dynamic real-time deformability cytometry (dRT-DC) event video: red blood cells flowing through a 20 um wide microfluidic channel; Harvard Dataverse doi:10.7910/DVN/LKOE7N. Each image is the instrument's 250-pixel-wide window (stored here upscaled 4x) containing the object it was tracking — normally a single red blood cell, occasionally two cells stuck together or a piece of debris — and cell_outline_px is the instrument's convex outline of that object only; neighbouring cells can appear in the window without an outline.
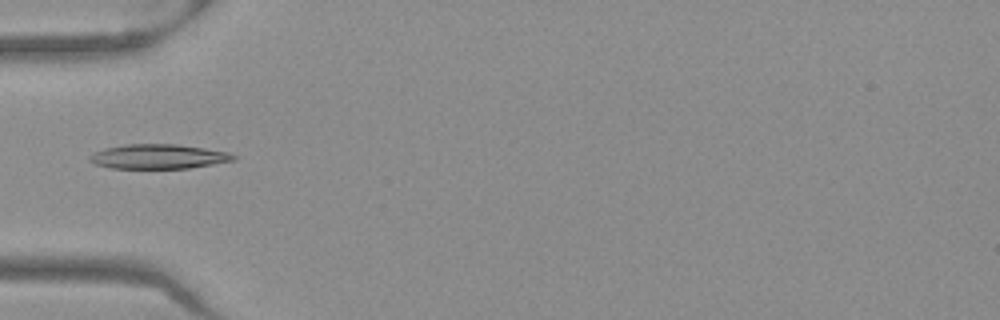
{"species": "Egyptian fruit bat (a non-hibernating species)", "species_latin": "Rousettus aegyptiacus", "temperature_condition": "warm", "stored_images_in_passage": 35, "camera_frame_rate_fps": 3000, "um_per_image_px": 0.085, "frame": {"image": 1, "passage_image": 1, "time_ms": 0.0, "image_size_px": [1000, 320], "cell_outline_px": [[236, 156], [232, 160], [212, 164], [188, 168], [108, 168], [96, 164], [88, 160], [88, 156], [92, 152], [104, 148], [124, 144], [176, 144], [204, 148], [228, 152]], "centroid_in_image_um": [13.38, 13.3], "position_along_channel_um": 71.6, "area_um2": 20.52}}
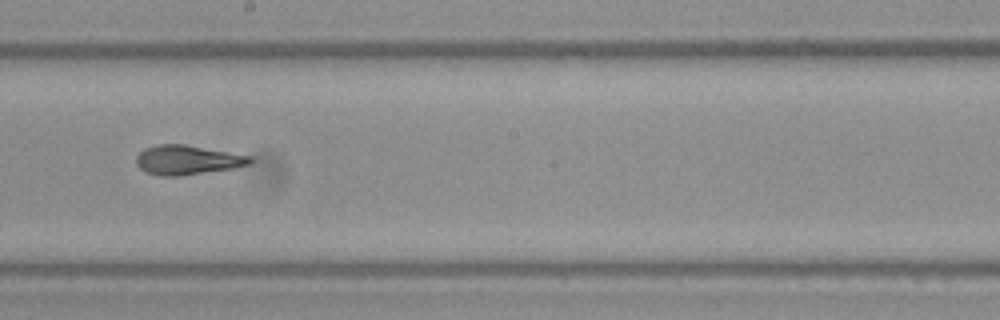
{"frame": {"image": 2, "passage_image": 13, "time_ms": 4.0, "image_size_px": [1000, 320], "cell_outline_px": [[252, 164], [236, 168], [180, 176], [160, 176], [144, 172], [136, 164], [136, 156], [144, 148], [156, 144], [184, 144], [252, 156]], "centroid_in_image_um": [15.92, 13.6], "position_along_channel_um": 232.3, "area_um2": 19.77}}
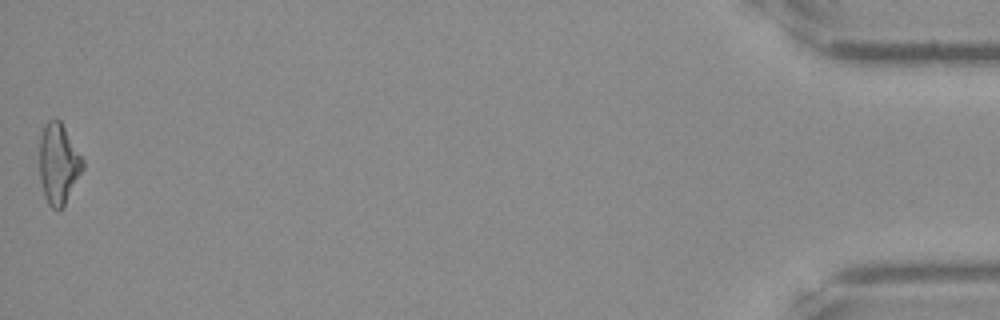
{"frame": {"image": 3, "passage_image": 35, "time_ms": 11.333, "image_size_px": [1000, 320], "cell_outline_px": [[84, 168], [64, 204], [60, 208], [52, 208], [48, 204], [44, 196], [40, 180], [40, 136], [44, 124], [48, 120], [56, 116], [60, 120], [84, 160]], "centroid_in_image_um": [4.96, 13.86], "position_along_channel_um": 430.2, "area_um2": 20.23}, "authors_computed_cell_mechanics": {"area_um2": 19.4786, "velocity_mm_per_s": 3.9939, "shape_relaxation_time_tau1_ms": null, "shape_relaxation_time_tau2_ms": 2.2634, "deformation_change_tau1": null, "deformation_change_tau2": 0.0911}}